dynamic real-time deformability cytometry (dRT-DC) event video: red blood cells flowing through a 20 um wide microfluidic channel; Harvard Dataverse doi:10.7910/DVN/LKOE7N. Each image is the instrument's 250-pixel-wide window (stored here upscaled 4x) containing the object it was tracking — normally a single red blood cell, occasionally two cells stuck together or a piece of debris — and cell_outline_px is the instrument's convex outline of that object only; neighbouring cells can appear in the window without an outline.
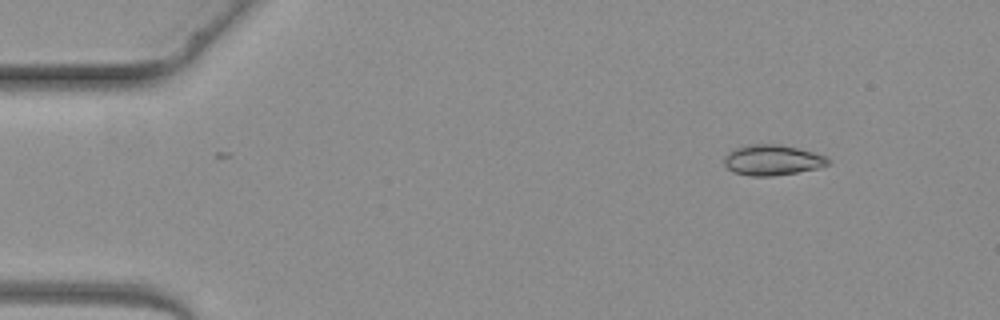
{"species": "common noctule bat (a hibernating species)", "species_latin": "Nyctalus noctula", "temperature_condition": "warm", "stored_images_in_passage": 3, "camera_frame_rate_fps": 3000, "um_per_image_px": 0.085, "animal": {"sex": "female", "body_mass_g": 19.3, "forearm_length_mm": 54.1}, "frame": {"image": 1, "passage_image": 1, "time_ms": 0.0, "image_size_px": [1000, 320], "cell_outline_px": [[832, 160], [828, 164], [820, 168], [772, 176], [752, 176], [732, 172], [724, 164], [724, 156], [728, 152], [744, 144], [780, 144], [828, 156]], "centroid_in_image_um": [65.65, 13.6], "position_along_channel_um": 19.4, "area_um2": 18.61}}